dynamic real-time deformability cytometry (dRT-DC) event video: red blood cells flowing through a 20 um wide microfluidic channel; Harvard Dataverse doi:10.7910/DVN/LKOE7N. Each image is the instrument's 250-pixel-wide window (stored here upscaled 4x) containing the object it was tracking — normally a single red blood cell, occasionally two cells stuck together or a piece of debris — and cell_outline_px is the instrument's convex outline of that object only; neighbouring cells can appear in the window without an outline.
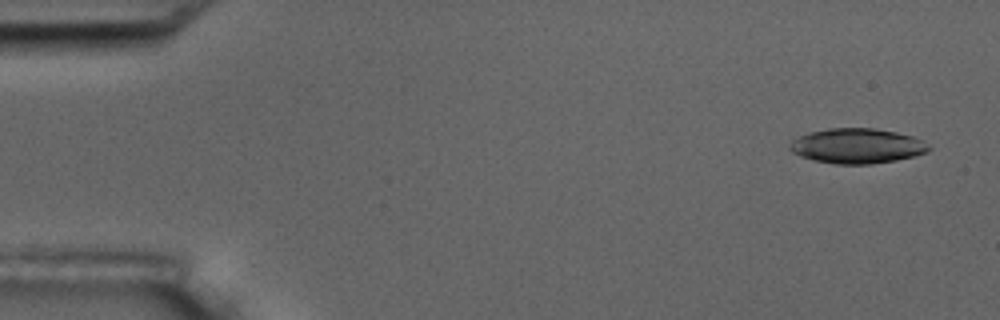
{"species": "common noctule bat (a hibernating species)", "species_latin": "Nyctalus noctula", "temperature_condition": "room temperature", "stored_images_in_passage": 5, "camera_frame_rate_fps": 3000, "um_per_image_px": 0.085, "animal": {"sex": "male", "body_mass_g": 17.5, "forearm_length_mm": 52.3}, "frame": {"image": 1, "passage_image": 1, "time_ms": 0.0, "image_size_px": [1000, 320], "cell_outline_px": [[932, 148], [928, 152], [916, 156], [896, 160], [872, 164], [836, 164], [812, 160], [800, 156], [792, 152], [788, 148], [788, 144], [792, 140], [800, 136], [812, 132], [828, 128], [876, 128], [896, 132], [912, 136], [920, 140]], "centroid_in_image_um": [72.84, 12.41], "position_along_channel_um": 12.2, "area_um2": 28.44}}
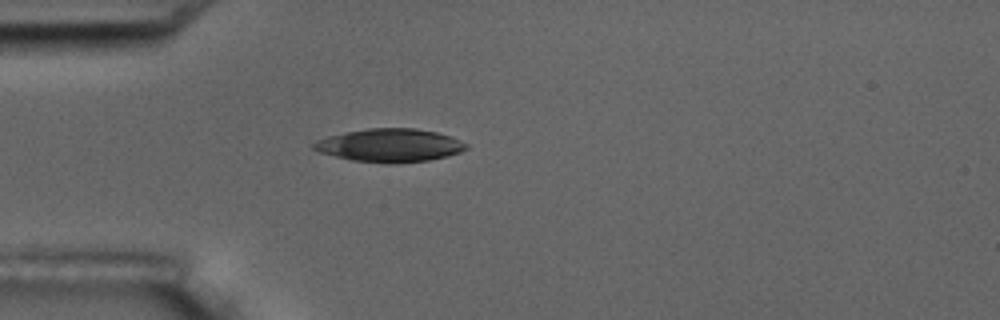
{"frame": {"image": 2, "passage_image": 5, "time_ms": 4.333, "image_size_px": [1000, 320], "cell_outline_px": [[468, 148], [460, 152], [448, 156], [428, 160], [388, 164], [352, 160], [320, 152], [312, 148], [312, 144], [316, 140], [328, 136], [368, 128], [416, 128], [436, 132], [452, 136], [468, 144]], "centroid_in_image_um": [33.16, 12.35], "position_along_channel_um": 51.8, "area_um2": 29.48}}